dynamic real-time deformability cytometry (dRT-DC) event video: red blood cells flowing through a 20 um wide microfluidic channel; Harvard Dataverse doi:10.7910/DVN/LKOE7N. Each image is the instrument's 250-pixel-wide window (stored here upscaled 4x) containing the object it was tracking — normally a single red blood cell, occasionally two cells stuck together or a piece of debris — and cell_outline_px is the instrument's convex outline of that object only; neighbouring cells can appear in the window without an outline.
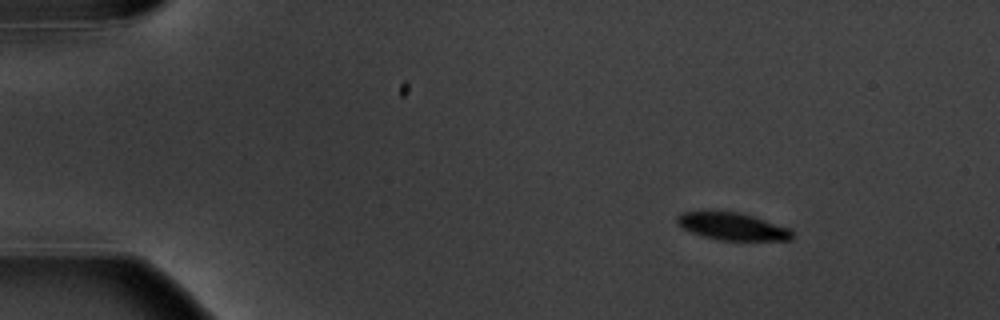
{"species": "common noctule bat (a hibernating species)", "species_latin": "Nyctalus noctula", "temperature_condition": "warm", "stored_images_in_passage": 5, "segment_of_instrument_passage": [1, 2], "camera_frame_rate_fps": 3000, "um_per_image_px": 0.085, "animal": {"sex": "male", "body_mass_g": 20.1, "forearm_length_mm": 53.5}, "frame": {"image": 1, "passage_image": 1, "time_ms": 0.0, "image_size_px": [1000, 320], "cell_outline_px": [[792, 240], [716, 240], [692, 232], [676, 224], [676, 216], [680, 212], [740, 212], [788, 228], [792, 232]], "centroid_in_image_um": [62.21, 19.25], "position_along_channel_um": 22.8, "area_um2": 18.03}}
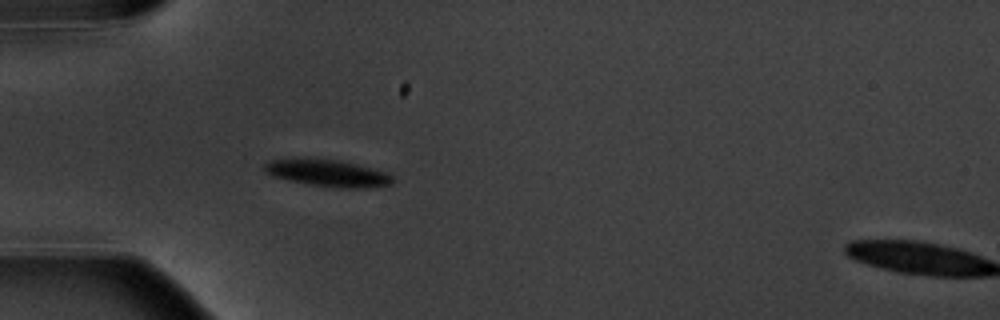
{"frame": {"image": 2, "passage_image": 4, "time_ms": 3.333, "image_size_px": [1000, 320], "cell_outline_px": [[396, 180], [392, 184], [368, 188], [340, 188], [308, 184], [288, 180], [272, 176], [264, 172], [260, 168], [260, 164], [268, 160], [300, 156], [304, 156], [340, 160], [356, 164], [384, 172], [392, 176]], "centroid_in_image_um": [27.72, 14.67], "position_along_channel_um": 57.3, "area_um2": 20.98}}